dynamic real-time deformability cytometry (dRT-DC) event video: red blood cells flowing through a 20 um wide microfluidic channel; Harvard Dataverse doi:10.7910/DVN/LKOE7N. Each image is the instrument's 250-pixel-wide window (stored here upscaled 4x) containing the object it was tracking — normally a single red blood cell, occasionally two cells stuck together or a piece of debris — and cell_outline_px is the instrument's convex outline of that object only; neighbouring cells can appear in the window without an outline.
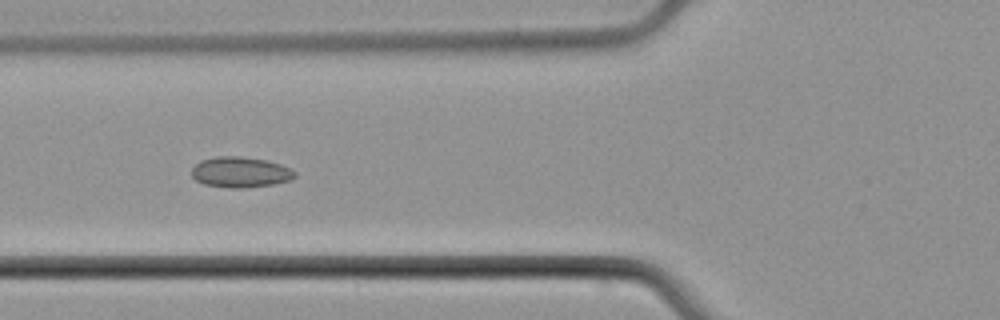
{"species": "common noctule bat (a hibernating species)", "species_latin": "Nyctalus noctula", "temperature_condition": "cold", "stored_images_in_passage": 7, "camera_frame_rate_fps": 3000, "um_per_image_px": 0.085, "animal": {"sex": "male", "body_mass_g": 21.5, "forearm_length_mm": 52.0}, "frame": {"image": 1, "passage_image": 7, "time_ms": 7.333, "image_size_px": [1000, 320], "cell_outline_px": [[296, 176], [288, 180], [272, 184], [240, 188], [232, 188], [204, 184], [196, 180], [192, 176], [192, 168], [200, 160], [216, 156], [240, 156], [268, 160], [280, 164], [296, 172]], "centroid_in_image_um": [20.41, 14.62], "position_along_channel_um": 105.4, "area_um2": 18.26}}